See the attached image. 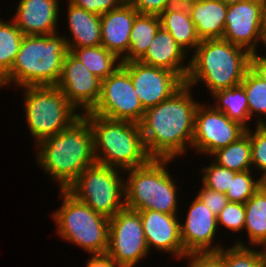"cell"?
<instances>
[{
    "label": "cell",
    "instance_id": "cell-1",
    "mask_svg": "<svg viewBox=\"0 0 266 267\" xmlns=\"http://www.w3.org/2000/svg\"><path fill=\"white\" fill-rule=\"evenodd\" d=\"M192 89L184 84L171 97L145 110L139 124L151 158L174 160L192 150L194 116L200 104Z\"/></svg>",
    "mask_w": 266,
    "mask_h": 267
},
{
    "label": "cell",
    "instance_id": "cell-2",
    "mask_svg": "<svg viewBox=\"0 0 266 267\" xmlns=\"http://www.w3.org/2000/svg\"><path fill=\"white\" fill-rule=\"evenodd\" d=\"M35 148L37 165L59 184V189H67L85 168L96 163L92 130L83 115Z\"/></svg>",
    "mask_w": 266,
    "mask_h": 267
},
{
    "label": "cell",
    "instance_id": "cell-3",
    "mask_svg": "<svg viewBox=\"0 0 266 267\" xmlns=\"http://www.w3.org/2000/svg\"><path fill=\"white\" fill-rule=\"evenodd\" d=\"M250 52L224 39L201 40L189 59L185 84L202 83L209 93L241 84L250 68Z\"/></svg>",
    "mask_w": 266,
    "mask_h": 267
},
{
    "label": "cell",
    "instance_id": "cell-4",
    "mask_svg": "<svg viewBox=\"0 0 266 267\" xmlns=\"http://www.w3.org/2000/svg\"><path fill=\"white\" fill-rule=\"evenodd\" d=\"M59 35H24L11 70L0 80V89L56 86L68 53L66 40Z\"/></svg>",
    "mask_w": 266,
    "mask_h": 267
},
{
    "label": "cell",
    "instance_id": "cell-5",
    "mask_svg": "<svg viewBox=\"0 0 266 267\" xmlns=\"http://www.w3.org/2000/svg\"><path fill=\"white\" fill-rule=\"evenodd\" d=\"M82 115L90 123L97 163L125 171L145 165L151 159L140 124L105 118L90 111Z\"/></svg>",
    "mask_w": 266,
    "mask_h": 267
},
{
    "label": "cell",
    "instance_id": "cell-6",
    "mask_svg": "<svg viewBox=\"0 0 266 267\" xmlns=\"http://www.w3.org/2000/svg\"><path fill=\"white\" fill-rule=\"evenodd\" d=\"M171 162L173 159L151 158L145 165L124 171L126 208L178 215V185L168 170Z\"/></svg>",
    "mask_w": 266,
    "mask_h": 267
},
{
    "label": "cell",
    "instance_id": "cell-7",
    "mask_svg": "<svg viewBox=\"0 0 266 267\" xmlns=\"http://www.w3.org/2000/svg\"><path fill=\"white\" fill-rule=\"evenodd\" d=\"M61 206L52 212L57 235L90 255L106 254L109 218L79 201L67 189H58Z\"/></svg>",
    "mask_w": 266,
    "mask_h": 267
},
{
    "label": "cell",
    "instance_id": "cell-8",
    "mask_svg": "<svg viewBox=\"0 0 266 267\" xmlns=\"http://www.w3.org/2000/svg\"><path fill=\"white\" fill-rule=\"evenodd\" d=\"M21 88L23 115L35 145L67 129L82 115L56 86Z\"/></svg>",
    "mask_w": 266,
    "mask_h": 267
},
{
    "label": "cell",
    "instance_id": "cell-9",
    "mask_svg": "<svg viewBox=\"0 0 266 267\" xmlns=\"http://www.w3.org/2000/svg\"><path fill=\"white\" fill-rule=\"evenodd\" d=\"M123 173L124 170L96 162L85 168L67 190L95 212L110 219L126 207Z\"/></svg>",
    "mask_w": 266,
    "mask_h": 267
},
{
    "label": "cell",
    "instance_id": "cell-10",
    "mask_svg": "<svg viewBox=\"0 0 266 267\" xmlns=\"http://www.w3.org/2000/svg\"><path fill=\"white\" fill-rule=\"evenodd\" d=\"M149 253L139 211L125 207L109 219L106 254L119 267H135Z\"/></svg>",
    "mask_w": 266,
    "mask_h": 267
},
{
    "label": "cell",
    "instance_id": "cell-11",
    "mask_svg": "<svg viewBox=\"0 0 266 267\" xmlns=\"http://www.w3.org/2000/svg\"><path fill=\"white\" fill-rule=\"evenodd\" d=\"M105 118L140 123L145 109L134 91L129 72L120 65L102 80L101 96L90 111Z\"/></svg>",
    "mask_w": 266,
    "mask_h": 267
},
{
    "label": "cell",
    "instance_id": "cell-12",
    "mask_svg": "<svg viewBox=\"0 0 266 267\" xmlns=\"http://www.w3.org/2000/svg\"><path fill=\"white\" fill-rule=\"evenodd\" d=\"M246 132L239 122L230 120L212 105L200 103L194 116V133L191 148L208 157L216 150L236 141Z\"/></svg>",
    "mask_w": 266,
    "mask_h": 267
},
{
    "label": "cell",
    "instance_id": "cell-13",
    "mask_svg": "<svg viewBox=\"0 0 266 267\" xmlns=\"http://www.w3.org/2000/svg\"><path fill=\"white\" fill-rule=\"evenodd\" d=\"M265 20L266 0H247L230 4L222 39L243 47L250 53L258 51L257 47L263 43Z\"/></svg>",
    "mask_w": 266,
    "mask_h": 267
},
{
    "label": "cell",
    "instance_id": "cell-14",
    "mask_svg": "<svg viewBox=\"0 0 266 267\" xmlns=\"http://www.w3.org/2000/svg\"><path fill=\"white\" fill-rule=\"evenodd\" d=\"M121 65L129 72L134 91L145 110L168 99L185 84L178 74L140 61Z\"/></svg>",
    "mask_w": 266,
    "mask_h": 267
},
{
    "label": "cell",
    "instance_id": "cell-15",
    "mask_svg": "<svg viewBox=\"0 0 266 267\" xmlns=\"http://www.w3.org/2000/svg\"><path fill=\"white\" fill-rule=\"evenodd\" d=\"M101 86L102 80L94 76L68 51L63 60L61 77L56 87L79 113L84 114L95 107L101 96Z\"/></svg>",
    "mask_w": 266,
    "mask_h": 267
},
{
    "label": "cell",
    "instance_id": "cell-16",
    "mask_svg": "<svg viewBox=\"0 0 266 267\" xmlns=\"http://www.w3.org/2000/svg\"><path fill=\"white\" fill-rule=\"evenodd\" d=\"M184 250L191 252H218L224 246L215 243L218 229L217 216L199 198L190 202L187 215L180 222ZM218 230V231H217Z\"/></svg>",
    "mask_w": 266,
    "mask_h": 267
},
{
    "label": "cell",
    "instance_id": "cell-17",
    "mask_svg": "<svg viewBox=\"0 0 266 267\" xmlns=\"http://www.w3.org/2000/svg\"><path fill=\"white\" fill-rule=\"evenodd\" d=\"M148 250L152 247L161 253L173 255V259L182 260L187 252L181 240L180 217L147 209L139 211ZM177 257V258H176Z\"/></svg>",
    "mask_w": 266,
    "mask_h": 267
},
{
    "label": "cell",
    "instance_id": "cell-18",
    "mask_svg": "<svg viewBox=\"0 0 266 267\" xmlns=\"http://www.w3.org/2000/svg\"><path fill=\"white\" fill-rule=\"evenodd\" d=\"M59 0H20L11 20L24 35L58 33Z\"/></svg>",
    "mask_w": 266,
    "mask_h": 267
},
{
    "label": "cell",
    "instance_id": "cell-19",
    "mask_svg": "<svg viewBox=\"0 0 266 267\" xmlns=\"http://www.w3.org/2000/svg\"><path fill=\"white\" fill-rule=\"evenodd\" d=\"M138 12L126 1L121 7L106 12L101 19V45L122 60L129 51L130 33Z\"/></svg>",
    "mask_w": 266,
    "mask_h": 267
},
{
    "label": "cell",
    "instance_id": "cell-20",
    "mask_svg": "<svg viewBox=\"0 0 266 267\" xmlns=\"http://www.w3.org/2000/svg\"><path fill=\"white\" fill-rule=\"evenodd\" d=\"M188 56L191 55L175 41L167 30L160 27L139 61L174 72L185 81L189 71V61L186 59Z\"/></svg>",
    "mask_w": 266,
    "mask_h": 267
},
{
    "label": "cell",
    "instance_id": "cell-21",
    "mask_svg": "<svg viewBox=\"0 0 266 267\" xmlns=\"http://www.w3.org/2000/svg\"><path fill=\"white\" fill-rule=\"evenodd\" d=\"M66 9L68 36L66 40L68 51L73 48L101 45V19L100 16L76 7L68 0Z\"/></svg>",
    "mask_w": 266,
    "mask_h": 267
},
{
    "label": "cell",
    "instance_id": "cell-22",
    "mask_svg": "<svg viewBox=\"0 0 266 267\" xmlns=\"http://www.w3.org/2000/svg\"><path fill=\"white\" fill-rule=\"evenodd\" d=\"M186 6L200 40L222 39L227 4L222 0H195Z\"/></svg>",
    "mask_w": 266,
    "mask_h": 267
},
{
    "label": "cell",
    "instance_id": "cell-23",
    "mask_svg": "<svg viewBox=\"0 0 266 267\" xmlns=\"http://www.w3.org/2000/svg\"><path fill=\"white\" fill-rule=\"evenodd\" d=\"M161 27L167 30L175 41L188 53L193 52L199 43L195 25L186 5H172L160 15Z\"/></svg>",
    "mask_w": 266,
    "mask_h": 267
},
{
    "label": "cell",
    "instance_id": "cell-24",
    "mask_svg": "<svg viewBox=\"0 0 266 267\" xmlns=\"http://www.w3.org/2000/svg\"><path fill=\"white\" fill-rule=\"evenodd\" d=\"M245 235L248 243L241 239L234 244L243 247H266V191L262 186L245 203Z\"/></svg>",
    "mask_w": 266,
    "mask_h": 267
},
{
    "label": "cell",
    "instance_id": "cell-25",
    "mask_svg": "<svg viewBox=\"0 0 266 267\" xmlns=\"http://www.w3.org/2000/svg\"><path fill=\"white\" fill-rule=\"evenodd\" d=\"M161 27L159 16L138 13L129 40V51L121 62L139 61Z\"/></svg>",
    "mask_w": 266,
    "mask_h": 267
},
{
    "label": "cell",
    "instance_id": "cell-26",
    "mask_svg": "<svg viewBox=\"0 0 266 267\" xmlns=\"http://www.w3.org/2000/svg\"><path fill=\"white\" fill-rule=\"evenodd\" d=\"M211 96L215 101L211 105L216 110L222 111L230 120L239 122L246 129L250 128L248 123L251 119L247 96L241 85L216 91Z\"/></svg>",
    "mask_w": 266,
    "mask_h": 267
},
{
    "label": "cell",
    "instance_id": "cell-27",
    "mask_svg": "<svg viewBox=\"0 0 266 267\" xmlns=\"http://www.w3.org/2000/svg\"><path fill=\"white\" fill-rule=\"evenodd\" d=\"M70 52L101 80L110 76L122 63L102 45L73 48Z\"/></svg>",
    "mask_w": 266,
    "mask_h": 267
},
{
    "label": "cell",
    "instance_id": "cell-28",
    "mask_svg": "<svg viewBox=\"0 0 266 267\" xmlns=\"http://www.w3.org/2000/svg\"><path fill=\"white\" fill-rule=\"evenodd\" d=\"M214 163L236 172L252 170L249 134L245 132L233 143L211 154Z\"/></svg>",
    "mask_w": 266,
    "mask_h": 267
},
{
    "label": "cell",
    "instance_id": "cell-29",
    "mask_svg": "<svg viewBox=\"0 0 266 267\" xmlns=\"http://www.w3.org/2000/svg\"><path fill=\"white\" fill-rule=\"evenodd\" d=\"M23 36L11 18L0 19V80L11 70Z\"/></svg>",
    "mask_w": 266,
    "mask_h": 267
},
{
    "label": "cell",
    "instance_id": "cell-30",
    "mask_svg": "<svg viewBox=\"0 0 266 267\" xmlns=\"http://www.w3.org/2000/svg\"><path fill=\"white\" fill-rule=\"evenodd\" d=\"M240 85L247 96L250 119L257 117L254 124L263 126L266 122V82L249 68Z\"/></svg>",
    "mask_w": 266,
    "mask_h": 267
},
{
    "label": "cell",
    "instance_id": "cell-31",
    "mask_svg": "<svg viewBox=\"0 0 266 267\" xmlns=\"http://www.w3.org/2000/svg\"><path fill=\"white\" fill-rule=\"evenodd\" d=\"M225 248L217 252L223 258L225 267H266L264 248L255 249L256 247H243L235 244Z\"/></svg>",
    "mask_w": 266,
    "mask_h": 267
},
{
    "label": "cell",
    "instance_id": "cell-32",
    "mask_svg": "<svg viewBox=\"0 0 266 267\" xmlns=\"http://www.w3.org/2000/svg\"><path fill=\"white\" fill-rule=\"evenodd\" d=\"M253 170L236 172L225 193L229 202L244 204L261 186V178H255ZM253 175V176H252Z\"/></svg>",
    "mask_w": 266,
    "mask_h": 267
},
{
    "label": "cell",
    "instance_id": "cell-33",
    "mask_svg": "<svg viewBox=\"0 0 266 267\" xmlns=\"http://www.w3.org/2000/svg\"><path fill=\"white\" fill-rule=\"evenodd\" d=\"M200 170L203 183L201 185L224 194L229 189L236 173V171L221 167L213 161Z\"/></svg>",
    "mask_w": 266,
    "mask_h": 267
},
{
    "label": "cell",
    "instance_id": "cell-34",
    "mask_svg": "<svg viewBox=\"0 0 266 267\" xmlns=\"http://www.w3.org/2000/svg\"><path fill=\"white\" fill-rule=\"evenodd\" d=\"M253 130L251 127L246 129L251 145L252 170H258L261 178L266 174V128L255 125Z\"/></svg>",
    "mask_w": 266,
    "mask_h": 267
},
{
    "label": "cell",
    "instance_id": "cell-35",
    "mask_svg": "<svg viewBox=\"0 0 266 267\" xmlns=\"http://www.w3.org/2000/svg\"><path fill=\"white\" fill-rule=\"evenodd\" d=\"M245 206L242 203L228 202L227 205L217 215L218 227L222 226L233 233L240 234L245 226Z\"/></svg>",
    "mask_w": 266,
    "mask_h": 267
},
{
    "label": "cell",
    "instance_id": "cell-36",
    "mask_svg": "<svg viewBox=\"0 0 266 267\" xmlns=\"http://www.w3.org/2000/svg\"><path fill=\"white\" fill-rule=\"evenodd\" d=\"M76 7L101 16L121 7L127 0H68Z\"/></svg>",
    "mask_w": 266,
    "mask_h": 267
},
{
    "label": "cell",
    "instance_id": "cell-37",
    "mask_svg": "<svg viewBox=\"0 0 266 267\" xmlns=\"http://www.w3.org/2000/svg\"><path fill=\"white\" fill-rule=\"evenodd\" d=\"M187 267H225L223 258L217 252H191L184 258Z\"/></svg>",
    "mask_w": 266,
    "mask_h": 267
},
{
    "label": "cell",
    "instance_id": "cell-38",
    "mask_svg": "<svg viewBox=\"0 0 266 267\" xmlns=\"http://www.w3.org/2000/svg\"><path fill=\"white\" fill-rule=\"evenodd\" d=\"M197 198H199L208 208L217 216L221 210L227 205L228 198L224 193L216 190L209 189L207 187L200 188L197 191Z\"/></svg>",
    "mask_w": 266,
    "mask_h": 267
},
{
    "label": "cell",
    "instance_id": "cell-39",
    "mask_svg": "<svg viewBox=\"0 0 266 267\" xmlns=\"http://www.w3.org/2000/svg\"><path fill=\"white\" fill-rule=\"evenodd\" d=\"M140 14L159 16L166 8L174 5L172 0H127Z\"/></svg>",
    "mask_w": 266,
    "mask_h": 267
},
{
    "label": "cell",
    "instance_id": "cell-40",
    "mask_svg": "<svg viewBox=\"0 0 266 267\" xmlns=\"http://www.w3.org/2000/svg\"><path fill=\"white\" fill-rule=\"evenodd\" d=\"M250 69L266 82V54L258 51L250 54Z\"/></svg>",
    "mask_w": 266,
    "mask_h": 267
},
{
    "label": "cell",
    "instance_id": "cell-41",
    "mask_svg": "<svg viewBox=\"0 0 266 267\" xmlns=\"http://www.w3.org/2000/svg\"><path fill=\"white\" fill-rule=\"evenodd\" d=\"M87 260L85 267H119L107 254L91 255Z\"/></svg>",
    "mask_w": 266,
    "mask_h": 267
},
{
    "label": "cell",
    "instance_id": "cell-42",
    "mask_svg": "<svg viewBox=\"0 0 266 267\" xmlns=\"http://www.w3.org/2000/svg\"><path fill=\"white\" fill-rule=\"evenodd\" d=\"M174 5H187L195 0H172Z\"/></svg>",
    "mask_w": 266,
    "mask_h": 267
},
{
    "label": "cell",
    "instance_id": "cell-43",
    "mask_svg": "<svg viewBox=\"0 0 266 267\" xmlns=\"http://www.w3.org/2000/svg\"><path fill=\"white\" fill-rule=\"evenodd\" d=\"M225 4L230 5V4H236L239 2L247 1V0H222Z\"/></svg>",
    "mask_w": 266,
    "mask_h": 267
},
{
    "label": "cell",
    "instance_id": "cell-44",
    "mask_svg": "<svg viewBox=\"0 0 266 267\" xmlns=\"http://www.w3.org/2000/svg\"><path fill=\"white\" fill-rule=\"evenodd\" d=\"M262 46H264V50L266 51V20H265V26H264V33H263V43ZM266 53V52H265Z\"/></svg>",
    "mask_w": 266,
    "mask_h": 267
},
{
    "label": "cell",
    "instance_id": "cell-45",
    "mask_svg": "<svg viewBox=\"0 0 266 267\" xmlns=\"http://www.w3.org/2000/svg\"><path fill=\"white\" fill-rule=\"evenodd\" d=\"M261 186L266 191V174L263 177H261Z\"/></svg>",
    "mask_w": 266,
    "mask_h": 267
}]
</instances>
